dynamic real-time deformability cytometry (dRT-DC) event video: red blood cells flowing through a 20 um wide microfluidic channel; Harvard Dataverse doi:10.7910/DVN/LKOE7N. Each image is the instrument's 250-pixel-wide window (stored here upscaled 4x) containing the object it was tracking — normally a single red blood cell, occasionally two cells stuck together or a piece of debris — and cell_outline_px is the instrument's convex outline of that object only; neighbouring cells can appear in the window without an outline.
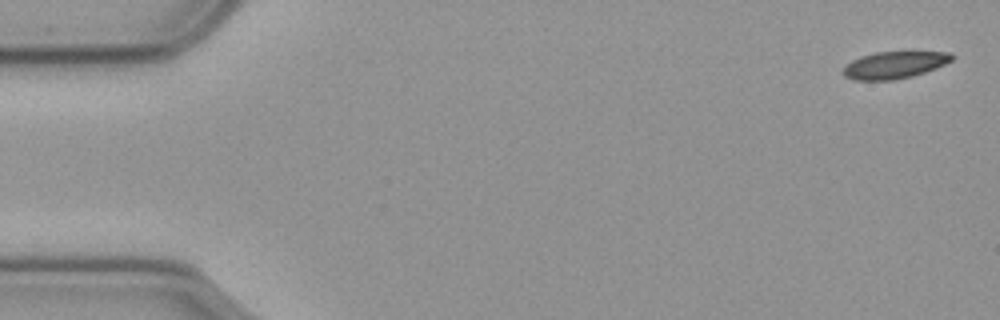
{"species": "common noctule bat (a hibernating species)", "species_latin": "Nyctalus noctula", "temperature_condition": "cold", "stored_images_in_passage": 57, "camera_frame_rate_fps": 3000, "um_per_image_px": 0.085, "animal": {"sex": "male", "body_mass_g": 23.1, "forearm_length_mm": 52.7}, "frame": {"image": 1, "passage_image": 1, "time_ms": 0.0, "image_size_px": [1000, 320], "cell_outline_px": [[952, 60], [936, 68], [912, 76], [892, 80], [856, 80], [844, 76], [840, 72], [852, 60], [860, 56], [876, 52], [948, 52], [952, 56]], "centroid_in_image_um": [75.97, 5.53], "position_along_channel_um": 9.0, "area_um2": 16.94}}
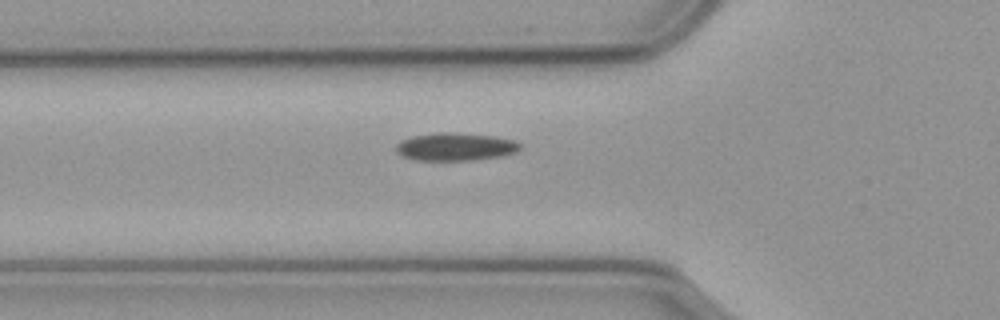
{"frame": {"image": 2, "passage_image": 19, "time_ms": 6.0, "image_size_px": [1000, 320], "cell_outline_px": [[520, 148], [512, 152], [496, 156], [468, 160], [416, 160], [400, 156], [396, 152], [396, 144], [400, 140], [412, 136], [440, 132], [456, 132], [496, 136], [516, 140], [520, 144]], "centroid_in_image_um": [38.63, 12.45], "position_along_channel_um": 87.2, "area_um2": 20.06}}
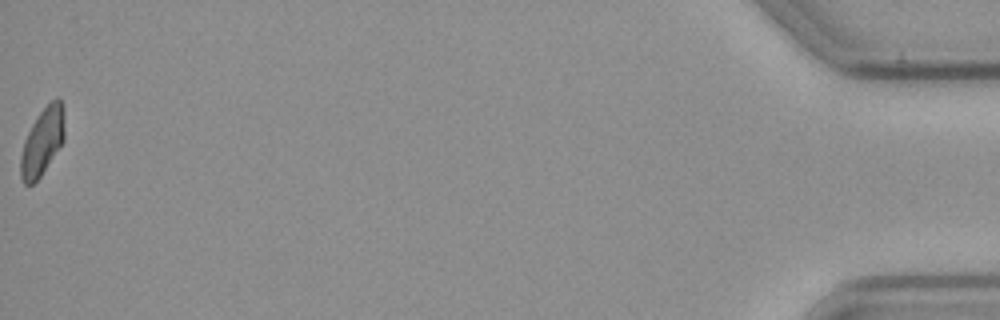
{"frame": {"image": 3, "passage_image": 57, "time_ms": 18.667, "image_size_px": [1000, 320], "cell_outline_px": [[64, 140], [40, 176], [32, 184], [24, 184], [20, 176], [20, 156], [24, 140], [36, 116], [56, 96], [60, 96], [64, 108]], "centroid_in_image_um": [3.6, 11.99], "position_along_channel_um": 431.6, "area_um2": 17.22}, "authors_computed_cell_mechanics": {"area_um2": 18.3804, "velocity_mm_per_s": 3.5774, "shape_relaxation_time_tau1_ms": 9.7885, "shape_relaxation_time_tau2_ms": 11.3229, "deformation_change_tau1": 0.1524, "deformation_change_tau2": 0.1483}}